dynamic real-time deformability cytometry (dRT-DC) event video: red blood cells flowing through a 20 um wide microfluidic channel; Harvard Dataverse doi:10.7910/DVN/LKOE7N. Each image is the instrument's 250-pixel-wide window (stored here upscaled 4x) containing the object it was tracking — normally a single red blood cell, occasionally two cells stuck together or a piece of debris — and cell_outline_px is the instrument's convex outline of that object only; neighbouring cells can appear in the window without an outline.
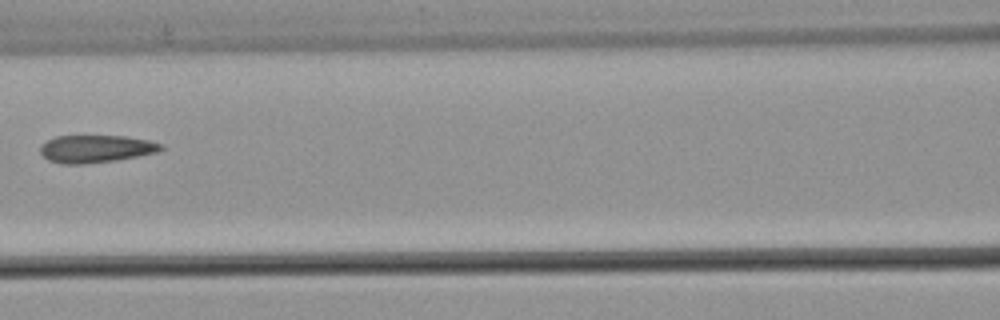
{"species": "common noctule bat (a hibernating species)", "species_latin": "Nyctalus noctula", "temperature_condition": "warm", "stored_images_in_passage": 6, "camera_frame_rate_fps": 3000, "um_per_image_px": 0.085, "animal": {"sex": "male", "body_mass_g": 21.5, "forearm_length_mm": 52.0}, "frame": {"image": 1, "passage_image": 6, "time_ms": 1.667, "image_size_px": [1000, 320], "cell_outline_px": [[164, 148], [156, 152], [116, 160], [84, 164], [60, 164], [48, 160], [40, 152], [40, 144], [56, 136], [124, 136], [148, 140], [164, 144]], "centroid_in_image_um": [8.12, 12.65], "position_along_channel_um": 158.5, "area_um2": 19.36}}